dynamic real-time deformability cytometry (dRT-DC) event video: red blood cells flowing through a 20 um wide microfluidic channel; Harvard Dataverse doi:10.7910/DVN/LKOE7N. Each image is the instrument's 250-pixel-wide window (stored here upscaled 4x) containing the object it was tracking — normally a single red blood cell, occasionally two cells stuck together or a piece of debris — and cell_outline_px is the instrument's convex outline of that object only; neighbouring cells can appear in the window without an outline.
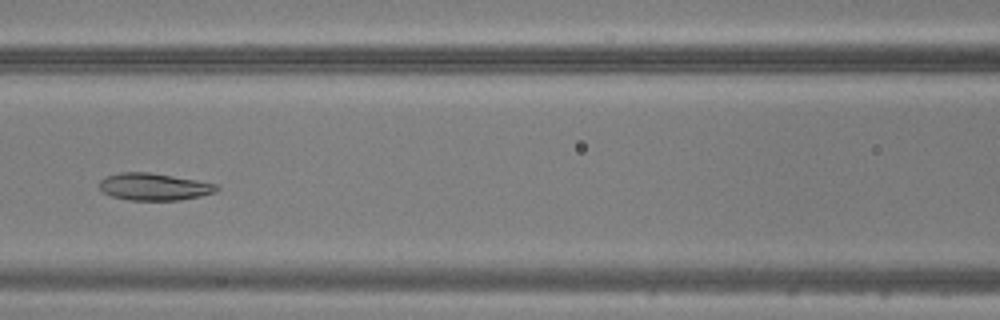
{"species": "common noctule bat (a hibernating species)", "species_latin": "Nyctalus noctula", "temperature_condition": "warm", "stored_images_in_passage": 50, "camera_frame_rate_fps": 3000, "um_per_image_px": 0.085, "animal": {"sex": "male", "body_mass_g": 20.5, "forearm_length_mm": 52.5}, "frame": {"image": 1, "passage_image": 23, "time_ms": 7.333, "image_size_px": [1000, 320], "cell_outline_px": [[220, 188], [216, 192], [200, 196], [180, 200], [128, 200], [112, 196], [104, 192], [100, 188], [100, 180], [104, 176], [120, 172], [148, 172], [196, 180], [216, 184]], "centroid_in_image_um": [13.08, 15.87], "position_along_channel_um": 153.5, "area_um2": 18.5}}
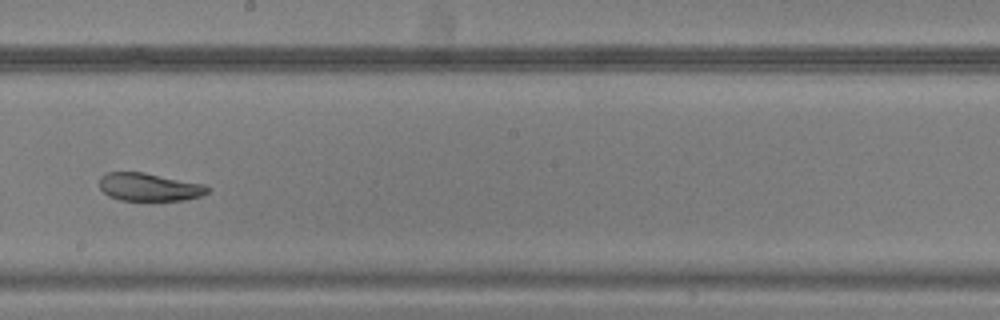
{"frame": {"image": 2, "passage_image": 29, "time_ms": 9.333, "image_size_px": [1000, 320], "cell_outline_px": [[208, 192], [200, 196], [184, 200], [120, 200], [108, 196], [100, 188], [100, 176], [108, 172], [144, 172], [204, 184], [208, 188]], "centroid_in_image_um": [12.66, 15.89], "position_along_channel_um": 235.5, "area_um2": 17.51}}
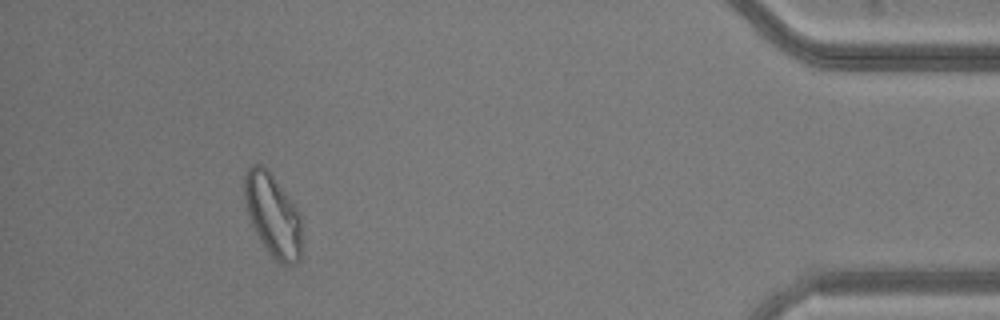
{"frame": {"image": 3, "passage_image": 46, "time_ms": 15.0, "image_size_px": [1000, 320], "cell_outline_px": [[300, 260], [296, 264], [280, 264], [272, 256], [256, 232], [252, 224], [248, 212], [244, 196], [244, 176], [248, 168], [252, 164], [260, 164], [268, 168], [296, 208], [300, 216]], "centroid_in_image_um": [23.18, 18.25], "position_along_channel_um": 412.0, "area_um2": 27.11}}